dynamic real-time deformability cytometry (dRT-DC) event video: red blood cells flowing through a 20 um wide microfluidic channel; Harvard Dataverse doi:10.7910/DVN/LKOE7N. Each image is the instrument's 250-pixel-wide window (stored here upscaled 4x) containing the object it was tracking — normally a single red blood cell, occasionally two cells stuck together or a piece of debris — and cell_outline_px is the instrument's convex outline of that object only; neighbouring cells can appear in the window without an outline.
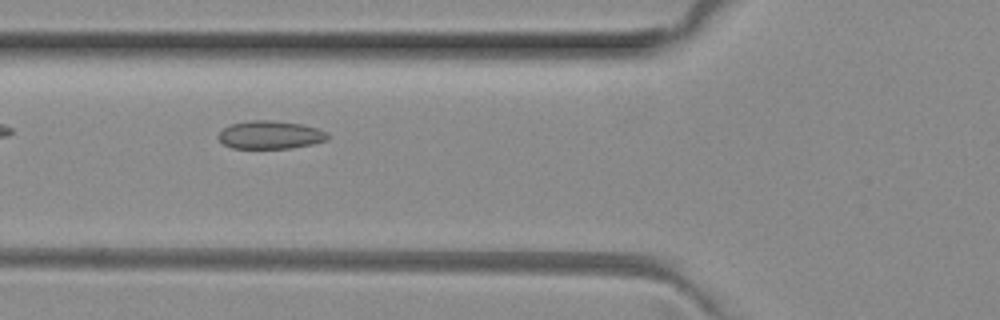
{"species": "common noctule bat (a hibernating species)", "species_latin": "Nyctalus noctula", "temperature_condition": "room temperature", "stored_images_in_passage": 7, "camera_frame_rate_fps": 3000, "um_per_image_px": 0.085, "animal": {"sex": "female", "body_mass_g": 29.2, "forearm_length_mm": 56.3}, "frame": {"image": 1, "passage_image": 6, "time_ms": 1.667, "image_size_px": [1000, 320], "cell_outline_px": [[328, 140], [312, 144], [292, 148], [232, 148], [224, 144], [216, 136], [224, 128], [232, 124], [252, 120], [272, 120], [300, 124], [316, 128], [328, 132]], "centroid_in_image_um": [22.98, 11.47], "position_along_channel_um": 102.8, "area_um2": 17.8}}
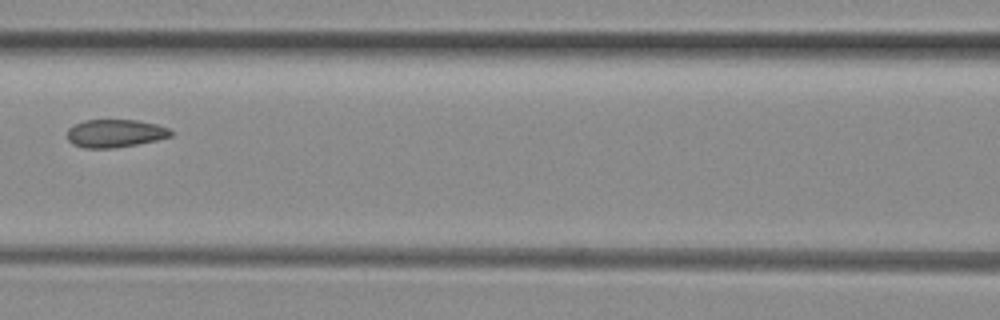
{"frame": {"image": 2, "passage_image": 7, "time_ms": 2.0, "image_size_px": [1000, 320], "cell_outline_px": [[172, 136], [156, 140], [136, 144], [112, 148], [84, 148], [72, 144], [68, 140], [68, 128], [84, 120], [140, 120], [156, 124], [168, 128], [172, 132]], "centroid_in_image_um": [9.78, 11.33], "position_along_channel_um": 156.8, "area_um2": 16.82}}